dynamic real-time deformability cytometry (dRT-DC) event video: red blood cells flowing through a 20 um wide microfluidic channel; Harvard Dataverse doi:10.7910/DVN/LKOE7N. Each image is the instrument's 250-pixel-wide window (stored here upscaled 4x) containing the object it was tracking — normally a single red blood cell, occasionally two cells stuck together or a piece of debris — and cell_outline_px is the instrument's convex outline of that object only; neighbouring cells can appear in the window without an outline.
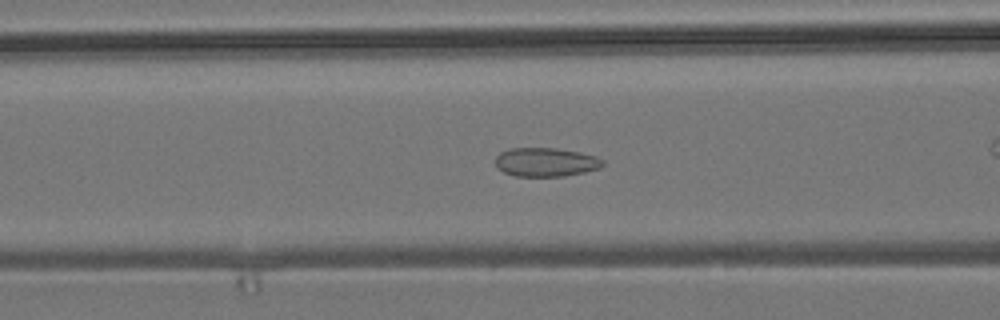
{"species": "common noctule bat (a hibernating species)", "species_latin": "Nyctalus noctula", "temperature_condition": "room temperature", "stored_images_in_passage": 55, "camera_frame_rate_fps": 3000, "um_per_image_px": 0.085, "animal": {"sex": "male", "body_mass_g": 19.2, "forearm_length_mm": 51.8}, "frame": {"image": 1, "passage_image": 22, "time_ms": 7.0, "image_size_px": [1000, 320], "cell_outline_px": [[604, 164], [600, 168], [584, 172], [564, 176], [516, 176], [504, 172], [496, 168], [496, 156], [500, 152], [512, 148], [556, 148], [580, 152], [596, 156], [604, 160]], "centroid_in_image_um": [46.4, 13.78], "position_along_channel_um": 120.2, "area_um2": 18.09}}
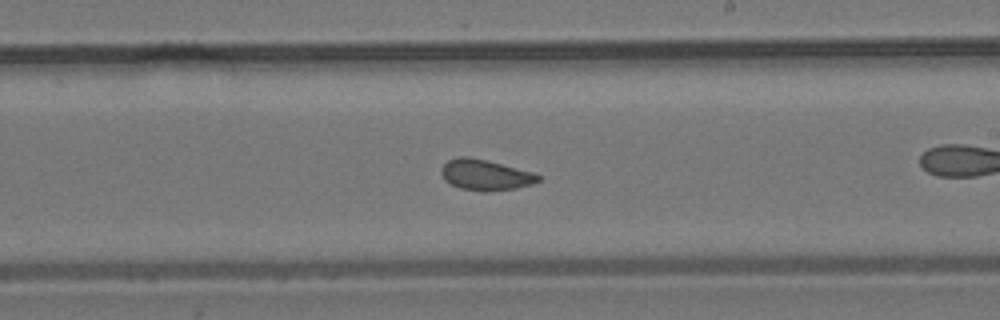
{"frame": {"image": 2, "passage_image": 32, "time_ms": 10.333, "image_size_px": [1000, 320], "cell_outline_px": [[540, 180], [532, 184], [516, 188], [484, 192], [460, 188], [444, 180], [440, 172], [440, 168], [448, 160], [460, 156], [468, 156], [532, 172], [540, 176]], "centroid_in_image_um": [41.21, 14.87], "position_along_channel_um": 247.8, "area_um2": 17.17}}
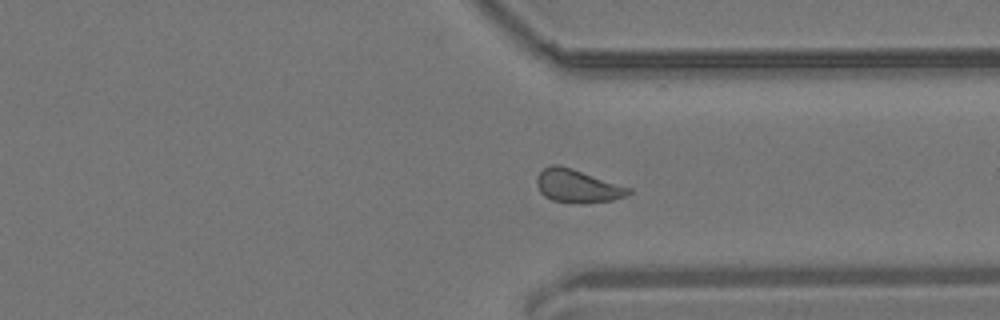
{"frame": {"image": 3, "passage_image": 41, "time_ms": 13.333, "image_size_px": [1000, 320], "cell_outline_px": [[632, 192], [624, 196], [612, 200], [580, 204], [552, 200], [544, 196], [540, 192], [536, 184], [536, 176], [544, 168], [552, 164], [560, 164], [632, 188]], "centroid_in_image_um": [49.06, 15.81], "position_along_channel_um": 362.3, "area_um2": 17.86}, "authors_computed_cell_mechanics": {"area_um2": 17.8602, "velocity_mm_per_s": 3.8307, "shape_relaxation_time_tau1_ms": null, "shape_relaxation_time_tau2_ms": 1.4216, "deformation_change_tau1": null, "deformation_change_tau2": 0.065}}